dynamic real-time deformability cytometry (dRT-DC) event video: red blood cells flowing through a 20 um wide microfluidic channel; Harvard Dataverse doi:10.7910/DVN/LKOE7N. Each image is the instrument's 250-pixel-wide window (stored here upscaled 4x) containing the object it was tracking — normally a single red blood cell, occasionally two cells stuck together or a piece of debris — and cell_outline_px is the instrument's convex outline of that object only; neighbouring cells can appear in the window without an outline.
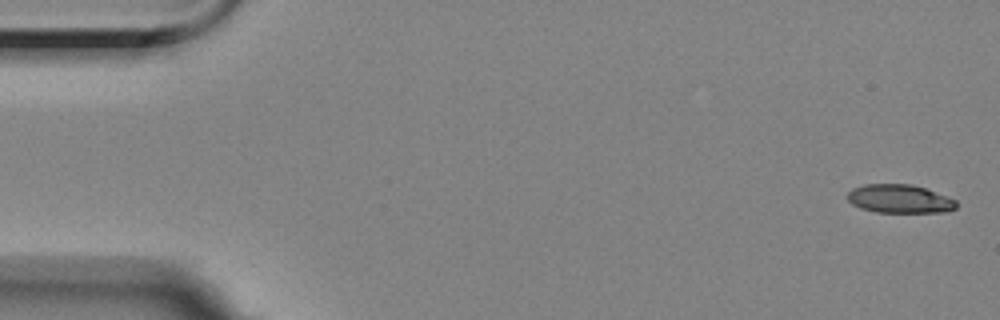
{"species": "Egyptian fruit bat (a non-hibernating species)", "species_latin": "Rousettus aegyptiacus", "temperature_condition": "room temperature", "stored_images_in_passage": 5, "camera_frame_rate_fps": 3000, "um_per_image_px": 0.085, "animal": {"sex": "female"}, "frame": {"image": 1, "passage_image": 1, "time_ms": 0.0, "image_size_px": [1000, 320], "cell_outline_px": [[956, 208], [948, 212], [876, 212], [860, 208], [852, 204], [848, 200], [848, 192], [852, 188], [864, 184], [912, 184], [924, 188], [956, 200]], "centroid_in_image_um": [76.45, 16.9], "position_along_channel_um": 8.6, "area_um2": 18.03}}
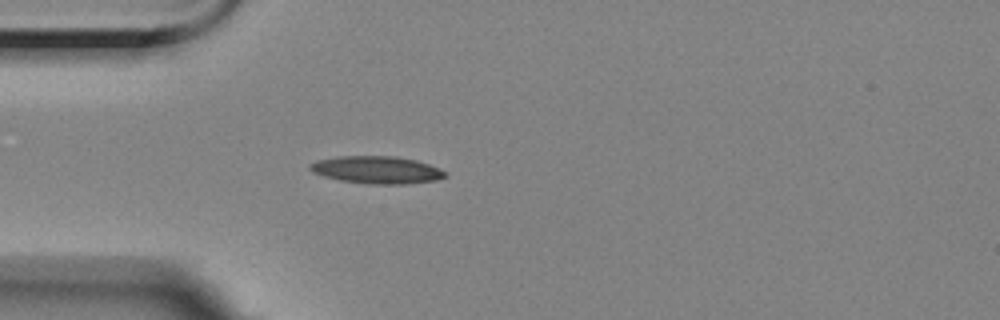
{"frame": {"image": 2, "passage_image": 5, "time_ms": 4.667, "image_size_px": [1000, 320], "cell_outline_px": [[448, 176], [436, 180], [408, 184], [372, 184], [340, 180], [324, 176], [312, 172], [308, 168], [308, 164], [316, 160], [336, 156], [396, 156], [416, 160], [428, 164], [444, 172]], "centroid_in_image_um": [31.98, 14.43], "position_along_channel_um": 53.0, "area_um2": 21.62}}